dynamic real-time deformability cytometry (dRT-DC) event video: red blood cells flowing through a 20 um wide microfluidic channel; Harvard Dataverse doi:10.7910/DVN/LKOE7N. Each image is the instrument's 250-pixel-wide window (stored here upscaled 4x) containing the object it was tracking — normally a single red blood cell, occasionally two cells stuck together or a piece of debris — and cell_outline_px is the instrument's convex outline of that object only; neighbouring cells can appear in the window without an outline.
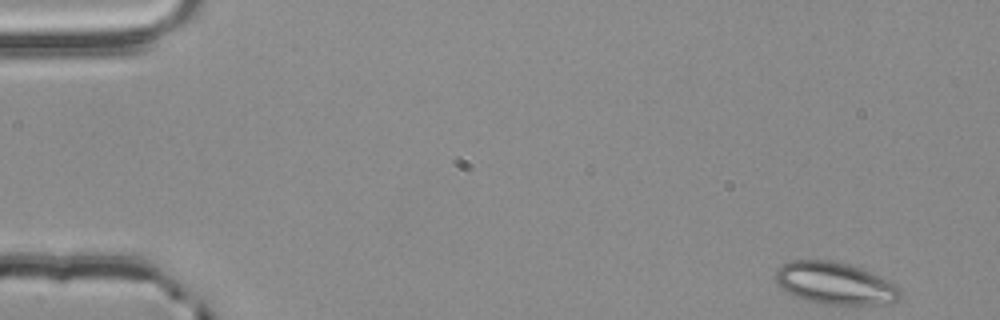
{"species": "common noctule bat (a hibernating species)", "species_latin": "Nyctalus noctula", "temperature_condition": "room temperature", "stored_images_in_passage": 53, "camera_frame_rate_fps": 3000, "um_per_image_px": 0.085, "animal": {"sex": "male", "body_mass_g": 20.4}, "frame": {"image": 1, "passage_image": 1, "time_ms": 0.0, "image_size_px": [1000, 320], "cell_outline_px": [[904, 292], [892, 304], [824, 304], [808, 300], [796, 296], [788, 292], [776, 284], [776, 268], [792, 260], [832, 260], [848, 264], [860, 268], [880, 276], [896, 284]], "centroid_in_image_um": [71.01, 24.08], "position_along_channel_um": 14.0, "area_um2": 30.58}}
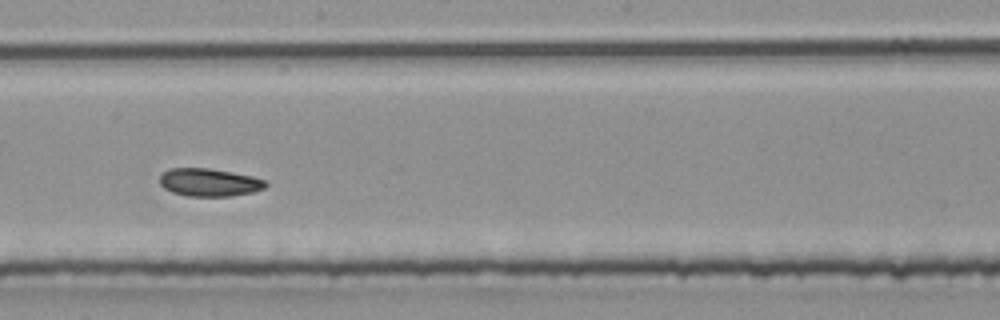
{"frame": {"image": 2, "passage_image": 29, "time_ms": 9.333, "image_size_px": [1000, 320], "cell_outline_px": [[268, 184], [264, 188], [252, 192], [228, 196], [188, 196], [172, 192], [164, 188], [160, 184], [160, 176], [168, 168], [208, 168], [232, 172], [252, 176], [268, 180]], "centroid_in_image_um": [17.8, 15.49], "position_along_channel_um": 230.4, "area_um2": 17.22}}
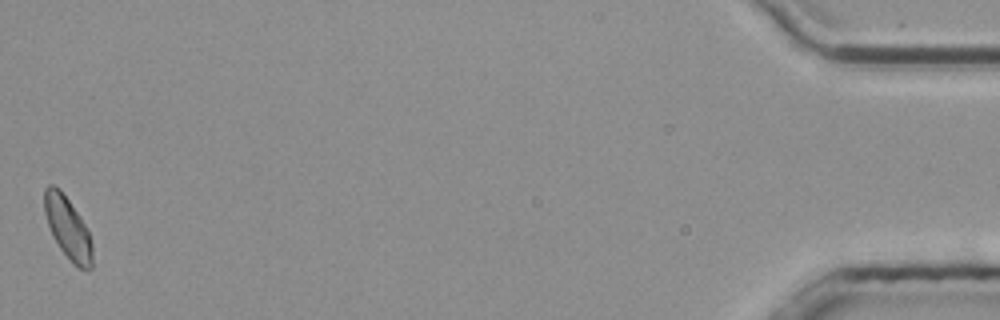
{"frame": {"image": 3, "passage_image": 53, "time_ms": 17.333, "image_size_px": [1000, 320], "cell_outline_px": [[92, 268], [88, 272], [72, 264], [60, 248], [52, 236], [44, 212], [44, 188], [48, 184], [52, 184], [60, 188], [80, 216], [88, 232], [92, 244]], "centroid_in_image_um": [5.75, 19.38], "position_along_channel_um": 429.4, "area_um2": 17.46}, "authors_computed_cell_mechanics": {"area_um2": 17.7446, "velocity_mm_per_s": 3.7527, "shape_relaxation_time_tau1_ms": 11.3538, "shape_relaxation_time_tau2_ms": null, "deformation_change_tau1": 0.1585, "deformation_change_tau2": null}}